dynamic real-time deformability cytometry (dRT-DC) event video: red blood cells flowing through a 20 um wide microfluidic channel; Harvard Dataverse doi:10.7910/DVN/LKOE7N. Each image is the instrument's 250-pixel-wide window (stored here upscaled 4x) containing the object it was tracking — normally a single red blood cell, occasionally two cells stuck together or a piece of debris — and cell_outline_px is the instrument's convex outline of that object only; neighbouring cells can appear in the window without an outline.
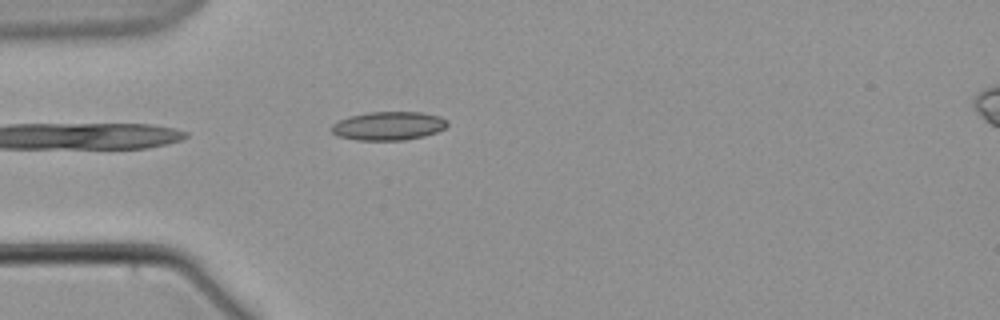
{"species": "common noctule bat (a hibernating species)", "species_latin": "Nyctalus noctula", "temperature_condition": "warm", "stored_images_in_passage": 2, "camera_frame_rate_fps": 3000, "um_per_image_px": 0.085, "animal": {"sex": "male", "body_mass_g": 21.5, "forearm_length_mm": 52.0}, "frame": {"image": 1, "passage_image": 2, "time_ms": 1.333, "image_size_px": [1000, 320], "cell_outline_px": [[448, 124], [444, 128], [436, 132], [424, 136], [404, 140], [356, 140], [336, 136], [328, 128], [332, 124], [348, 116], [368, 112], [420, 112], [440, 116], [448, 120]], "centroid_in_image_um": [32.98, 10.7], "position_along_channel_um": 52.0, "area_um2": 19.48}}